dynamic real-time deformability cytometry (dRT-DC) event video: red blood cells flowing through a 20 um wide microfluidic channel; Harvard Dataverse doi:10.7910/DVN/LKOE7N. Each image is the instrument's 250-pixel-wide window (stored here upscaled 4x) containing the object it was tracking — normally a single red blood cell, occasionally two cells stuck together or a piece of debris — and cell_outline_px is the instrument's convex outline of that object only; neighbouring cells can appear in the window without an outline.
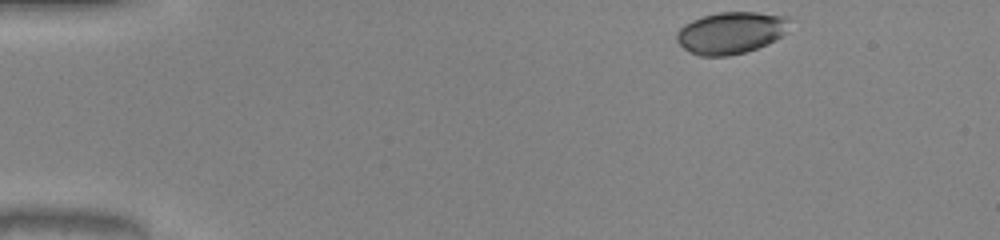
{"species": "common noctule bat (a hibernating species)", "species_latin": "Nyctalus noctula", "temperature_condition": "warm", "stored_images_in_passage": 39, "camera_frame_rate_fps": 3000, "um_per_image_px": 0.085, "animal": {"sex": "male", "body_mass_g": 20.0, "forearm_length_mm": 53.3}, "frame": {"image": 1, "passage_image": 1, "time_ms": 0.0, "image_size_px": [1000, 240], "cell_outline_px": [[788, 20], [784, 36], [768, 44], [744, 52], [728, 56], [700, 56], [684, 48], [676, 40], [676, 32], [684, 24], [692, 20], [704, 16], [720, 12], [756, 12], [788, 16]], "centroid_in_image_um": [62.12, 2.78], "position_along_channel_um": 22.9, "area_um2": 27.46}}
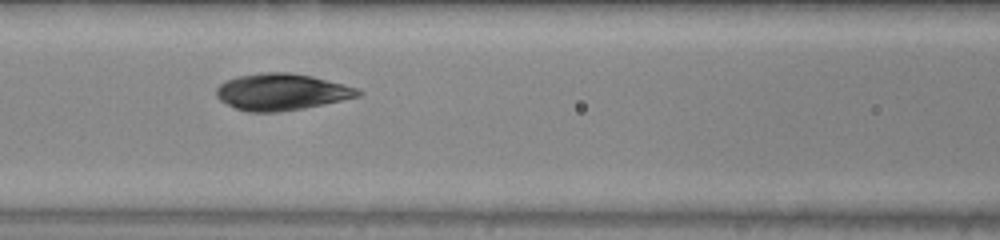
{"frame": {"image": 2, "passage_image": 17, "time_ms": 5.333, "image_size_px": [1000, 240], "cell_outline_px": [[364, 92], [360, 96], [324, 104], [304, 108], [276, 112], [248, 112], [236, 108], [220, 100], [216, 96], [216, 88], [220, 84], [236, 76], [264, 72], [292, 72], [312, 76], [344, 84], [356, 88]], "centroid_in_image_um": [23.94, 7.81], "position_along_channel_um": 142.7, "area_um2": 30.23}}
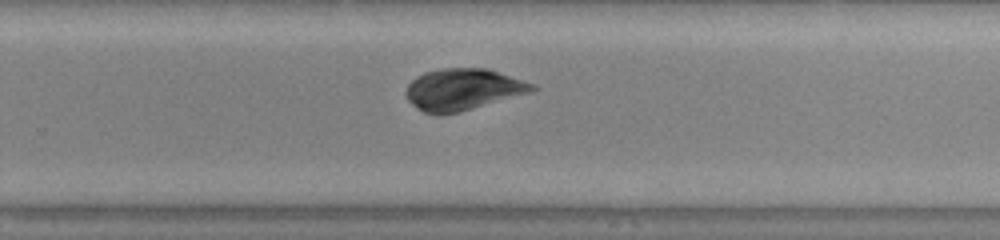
{"frame": {"image": 3, "passage_image": 28, "time_ms": 9.0, "image_size_px": [1000, 240], "cell_outline_px": [[540, 88], [532, 92], [460, 112], [440, 116], [436, 116], [424, 112], [416, 108], [404, 96], [404, 92], [408, 84], [416, 76], [424, 72], [440, 68], [488, 68], [536, 84]], "centroid_in_image_um": [39.34, 7.61], "position_along_channel_um": 290.5, "area_um2": 31.21}}